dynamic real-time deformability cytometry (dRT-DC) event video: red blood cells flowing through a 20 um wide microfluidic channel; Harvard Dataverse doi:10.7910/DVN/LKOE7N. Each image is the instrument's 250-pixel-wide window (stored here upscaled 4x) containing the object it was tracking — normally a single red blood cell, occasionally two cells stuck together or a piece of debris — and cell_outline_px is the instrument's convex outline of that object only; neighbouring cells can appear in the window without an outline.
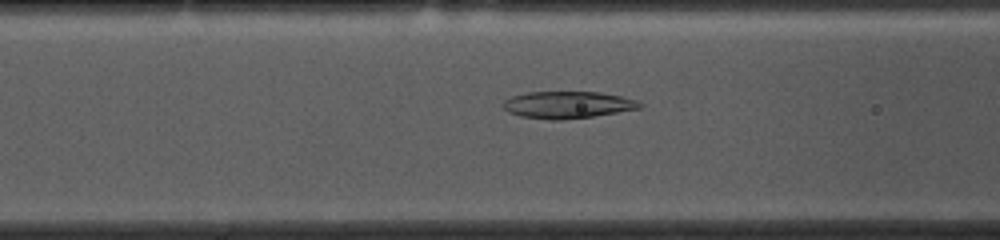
{"species": "common noctule bat (a hibernating species)", "species_latin": "Nyctalus noctula", "temperature_condition": "cold", "stored_images_in_passage": 49, "camera_frame_rate_fps": 3000, "um_per_image_px": 0.085, "animal": {"sex": "female", "body_mass_g": 10.0, "forearm_length_mm": 53.1}, "frame": {"image": 1, "passage_image": 15, "time_ms": 4.667, "image_size_px": [1000, 240], "cell_outline_px": [[644, 104], [640, 108], [592, 116], [560, 120], [552, 120], [520, 116], [508, 112], [500, 104], [504, 100], [512, 96], [528, 92], [600, 92], [620, 96], [636, 100]], "centroid_in_image_um": [48.21, 8.9], "position_along_channel_um": 118.4, "area_um2": 21.39}}
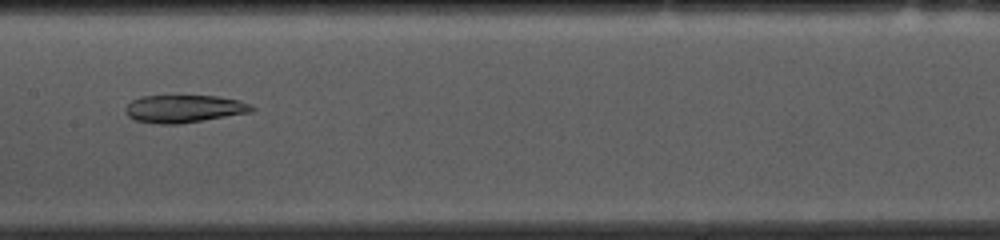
{"frame": {"image": 2, "passage_image": 21, "time_ms": 6.667, "image_size_px": [1000, 240], "cell_outline_px": [[256, 108], [252, 112], [204, 120], [176, 124], [160, 124], [136, 120], [128, 116], [124, 112], [124, 108], [132, 100], [140, 96], [216, 96], [240, 100], [252, 104]], "centroid_in_image_um": [15.66, 9.24], "position_along_channel_um": 191.7, "area_um2": 20.4}}
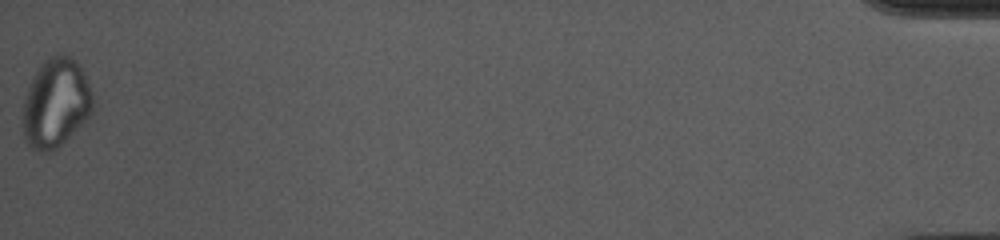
{"frame": {"image": 3, "passage_image": 49, "time_ms": 16.0, "image_size_px": [1000, 240], "cell_outline_px": [[92, 112], [56, 148], [48, 152], [44, 152], [32, 148], [24, 140], [24, 96], [36, 68], [48, 56], [56, 52], [60, 52], [76, 60], [80, 64], [84, 72], [92, 92]], "centroid_in_image_um": [4.73, 8.67], "position_along_channel_um": 430.5, "area_um2": 36.13}, "authors_computed_cell_mechanics": {"area_um2": 26.1256, "velocity_mm_per_s": 3.6645, "shape_relaxation_time_tau1_ms": null, "shape_relaxation_time_tau2_ms": 5.7048, "deformation_change_tau1": null, "deformation_change_tau2": 0.1199}}